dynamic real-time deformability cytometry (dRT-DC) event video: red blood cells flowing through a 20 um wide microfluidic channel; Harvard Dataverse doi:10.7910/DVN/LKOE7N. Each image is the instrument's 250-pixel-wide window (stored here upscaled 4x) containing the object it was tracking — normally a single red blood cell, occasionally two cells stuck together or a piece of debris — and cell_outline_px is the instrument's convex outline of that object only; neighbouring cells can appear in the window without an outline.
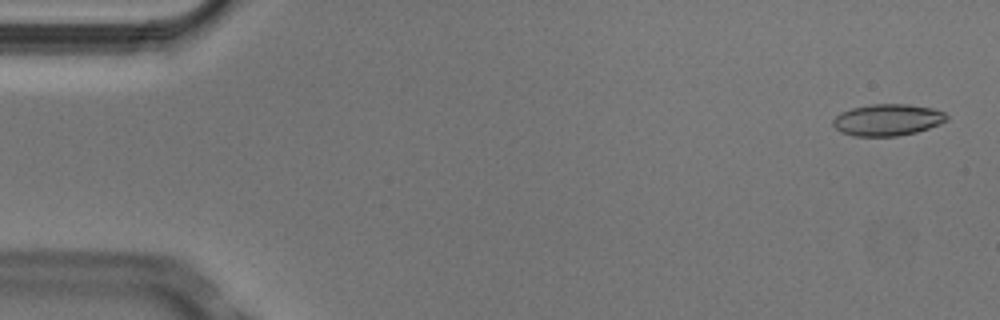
{"species": "Egyptian fruit bat (a non-hibernating species)", "species_latin": "Rousettus aegyptiacus", "temperature_condition": "cold", "stored_images_in_passage": 4, "camera_frame_rate_fps": 3000, "um_per_image_px": 0.085, "animal": {"sex": "male"}, "frame": {"image": 1, "passage_image": 1, "time_ms": 0.0, "image_size_px": [1000, 320], "cell_outline_px": [[948, 120], [940, 124], [916, 132], [896, 136], [852, 136], [840, 132], [832, 124], [832, 120], [840, 112], [852, 108], [872, 104], [908, 104], [932, 108], [944, 112], [948, 116]], "centroid_in_image_um": [75.43, 10.19], "position_along_channel_um": 9.6, "area_um2": 21.04}}